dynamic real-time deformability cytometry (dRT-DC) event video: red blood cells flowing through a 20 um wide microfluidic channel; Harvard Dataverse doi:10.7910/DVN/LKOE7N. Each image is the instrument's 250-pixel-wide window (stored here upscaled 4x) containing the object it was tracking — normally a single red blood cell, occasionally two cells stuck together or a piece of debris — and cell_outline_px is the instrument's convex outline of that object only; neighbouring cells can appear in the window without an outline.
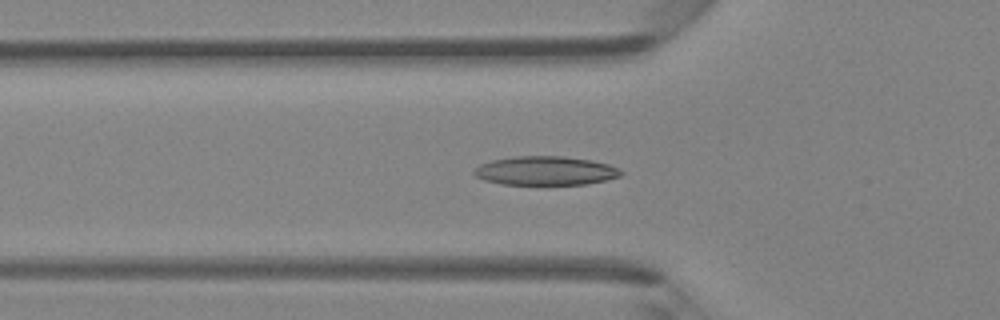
{"species": "Egyptian fruit bat (a non-hibernating species)", "species_latin": "Rousettus aegyptiacus", "temperature_condition": "room temperature", "stored_images_in_passage": 47, "camera_frame_rate_fps": 3000, "um_per_image_px": 0.085, "animal": {"sex": "female"}, "frame": {"image": 1, "passage_image": 16, "time_ms": 5.0, "image_size_px": [1000, 320], "cell_outline_px": [[624, 172], [620, 176], [604, 180], [584, 184], [500, 184], [484, 180], [476, 176], [472, 172], [480, 164], [492, 160], [516, 156], [564, 156], [592, 160], [608, 164], [620, 168]], "centroid_in_image_um": [46.37, 14.5], "position_along_channel_um": 79.4, "area_um2": 24.68}}
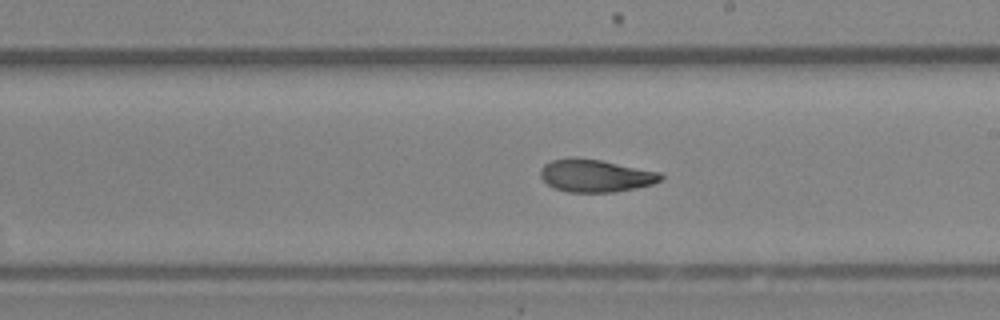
{"frame": {"image": 2, "passage_image": 27, "time_ms": 8.667, "image_size_px": [1000, 320], "cell_outline_px": [[664, 176], [660, 180], [652, 184], [636, 188], [612, 192], [568, 192], [552, 188], [540, 176], [540, 168], [544, 164], [552, 160], [572, 156], [576, 156], [600, 160], [660, 172]], "centroid_in_image_um": [50.58, 14.92], "position_along_channel_um": 238.4, "area_um2": 23.0}}
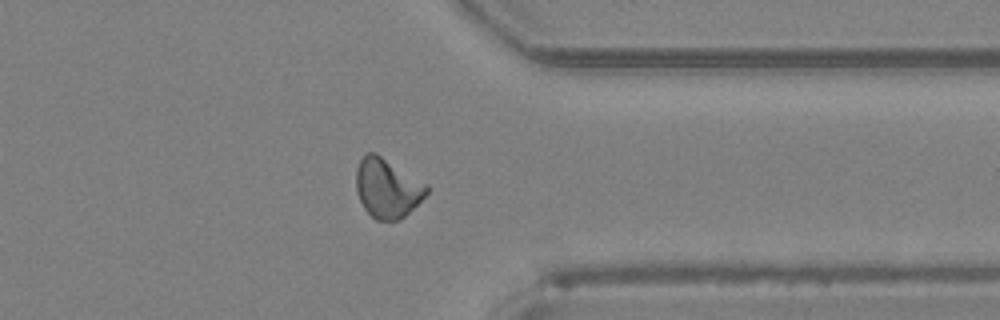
{"frame": {"image": 3, "passage_image": 37, "time_ms": 12.0, "image_size_px": [1000, 320], "cell_outline_px": [[428, 192], [400, 220], [376, 220], [364, 208], [356, 192], [356, 168], [360, 160], [368, 152], [376, 152], [428, 184]], "centroid_in_image_um": [32.9, 15.97], "position_along_channel_um": 378.5, "area_um2": 24.28}, "authors_computed_cell_mechanics": {"area_um2": 23.8136, "velocity_mm_per_s": 4.35, "shape_relaxation_time_tau1_ms": 6.5336, "shape_relaxation_time_tau2_ms": 2.4061, "deformation_change_tau1": 0.1819, "deformation_change_tau2": 0.0777}}